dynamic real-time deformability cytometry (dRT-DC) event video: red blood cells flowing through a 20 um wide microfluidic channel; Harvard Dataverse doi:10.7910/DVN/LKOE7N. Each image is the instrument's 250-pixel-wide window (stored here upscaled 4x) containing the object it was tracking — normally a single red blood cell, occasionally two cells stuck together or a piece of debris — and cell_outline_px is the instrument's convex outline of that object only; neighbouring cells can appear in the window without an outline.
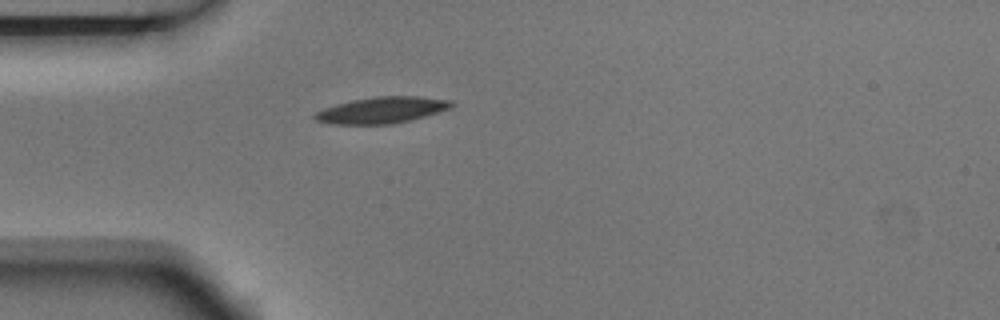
{"species": "Egyptian fruit bat (a non-hibernating species)", "species_latin": "Rousettus aegyptiacus", "temperature_condition": "room temperature", "stored_images_in_passage": 1, "camera_frame_rate_fps": 3000, "um_per_image_px": 0.085, "animal": {"sex": "male"}, "frame": {"image": 1, "passage_image": 1, "time_ms": 0.0, "image_size_px": [1000, 320], "cell_outline_px": [[456, 104], [452, 108], [412, 120], [392, 124], [328, 124], [316, 120], [312, 116], [316, 112], [324, 108], [336, 104], [352, 100], [376, 96], [416, 96], [452, 100]], "centroid_in_image_um": [32.48, 9.36], "position_along_channel_um": 52.5, "area_um2": 21.15}}